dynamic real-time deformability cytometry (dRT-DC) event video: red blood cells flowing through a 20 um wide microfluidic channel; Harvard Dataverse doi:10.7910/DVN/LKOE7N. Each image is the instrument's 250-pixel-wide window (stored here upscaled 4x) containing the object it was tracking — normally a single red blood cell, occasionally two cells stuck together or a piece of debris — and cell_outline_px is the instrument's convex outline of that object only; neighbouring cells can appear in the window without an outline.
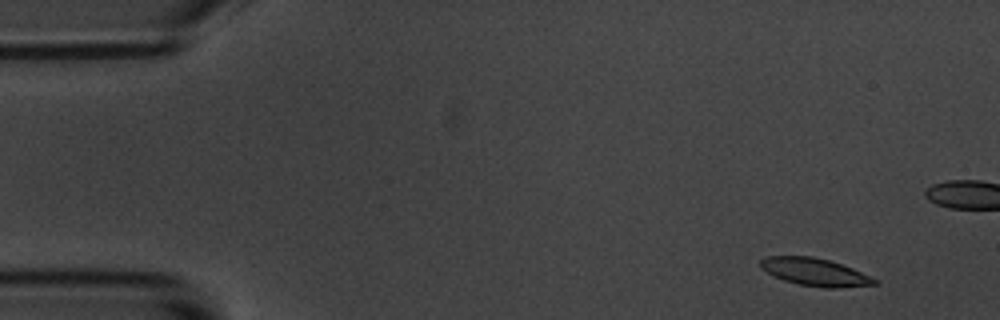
{"species": "common noctule bat (a hibernating species)", "species_latin": "Nyctalus noctula", "temperature_condition": "room temperature", "stored_images_in_passage": 5, "camera_frame_rate_fps": 3000, "um_per_image_px": 0.085, "animal": {"sex": "male", "body_mass_g": 20.1, "forearm_length_mm": 53.5}, "frame": {"image": 1, "passage_image": 1, "time_ms": 0.0, "image_size_px": [1000, 320], "cell_outline_px": [[880, 280], [876, 284], [840, 288], [824, 288], [796, 284], [784, 280], [760, 268], [760, 260], [768, 256], [812, 256], [828, 260], [852, 268]], "centroid_in_image_um": [69.29, 23.13], "position_along_channel_um": 15.7, "area_um2": 18.32}}